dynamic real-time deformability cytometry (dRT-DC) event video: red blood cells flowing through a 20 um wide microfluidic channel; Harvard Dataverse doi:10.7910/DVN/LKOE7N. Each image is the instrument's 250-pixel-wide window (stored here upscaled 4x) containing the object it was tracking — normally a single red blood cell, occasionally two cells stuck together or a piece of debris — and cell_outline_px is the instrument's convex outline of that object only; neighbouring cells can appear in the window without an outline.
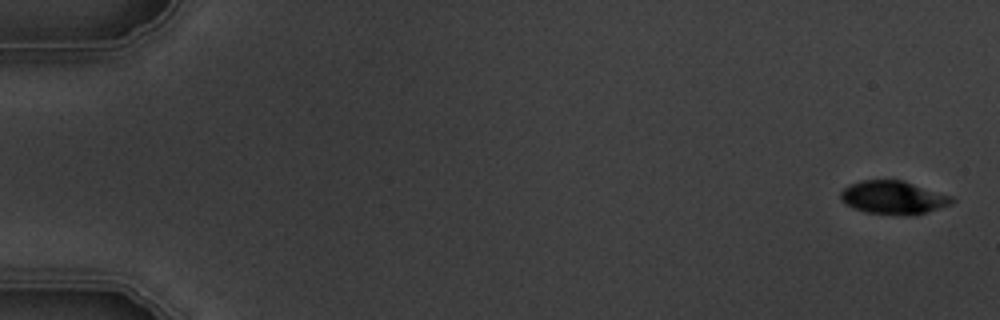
{"species": "common noctule bat (a hibernating species)", "species_latin": "Nyctalus noctula", "temperature_condition": "warm", "stored_images_in_passage": 10, "camera_frame_rate_fps": 3000, "um_per_image_px": 0.085, "animal": {"sex": "male", "body_mass_g": 19.5, "forearm_length_mm": 54.6}, "frame": {"image": 1, "passage_image": 1, "time_ms": 0.0, "image_size_px": [1000, 320], "cell_outline_px": [[956, 200], [952, 204], [916, 216], [892, 216], [868, 212], [844, 204], [840, 200], [840, 192], [848, 184], [860, 180], [904, 180], [952, 196]], "centroid_in_image_um": [75.95, 16.81], "position_along_channel_um": 9.0, "area_um2": 22.14}}
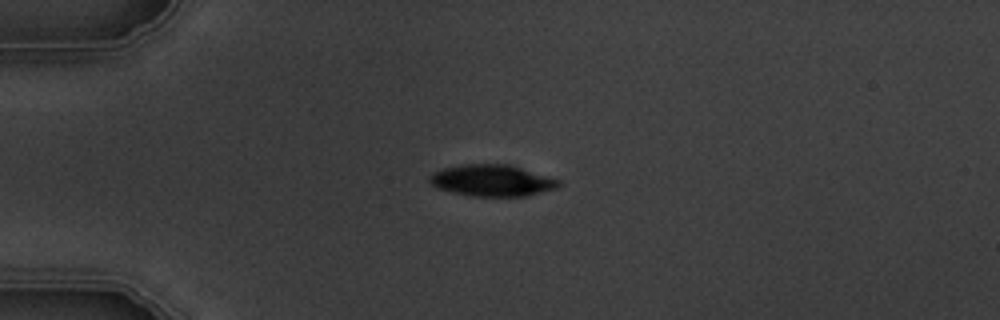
{"frame": {"image": 2, "passage_image": 4, "time_ms": 4.333, "image_size_px": [1000, 320], "cell_outline_px": [[560, 184], [556, 188], [528, 196], [468, 196], [436, 188], [428, 180], [428, 176], [432, 172], [440, 168], [460, 164], [512, 164], [560, 180]], "centroid_in_image_um": [41.78, 15.33], "position_along_channel_um": 43.2, "area_um2": 24.1}}
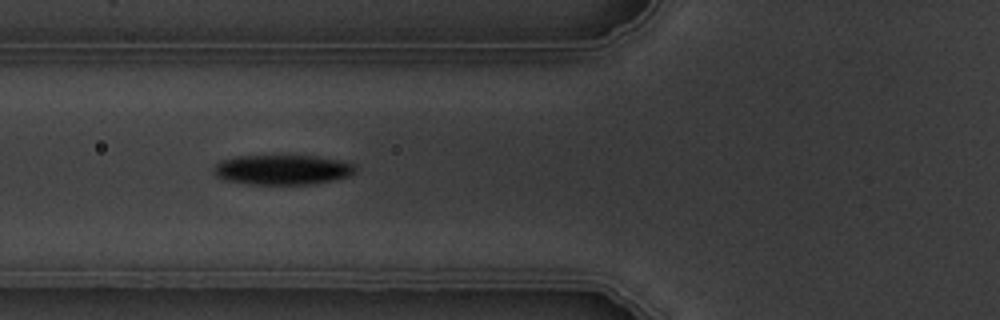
{"frame": {"image": 3, "passage_image": 6, "time_ms": 6.667, "image_size_px": [1000, 320], "cell_outline_px": [[356, 172], [348, 176], [332, 180], [312, 184], [252, 184], [224, 180], [216, 176], [212, 172], [212, 168], [216, 164], [224, 160], [236, 156], [316, 156], [356, 164]], "centroid_in_image_um": [23.99, 14.43], "position_along_channel_um": 101.8, "area_um2": 24.57}}